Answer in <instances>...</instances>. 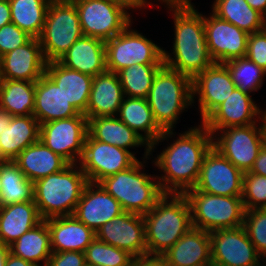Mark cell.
Returning a JSON list of instances; mask_svg holds the SVG:
<instances>
[{
    "instance_id": "obj_7",
    "label": "cell",
    "mask_w": 266,
    "mask_h": 266,
    "mask_svg": "<svg viewBox=\"0 0 266 266\" xmlns=\"http://www.w3.org/2000/svg\"><path fill=\"white\" fill-rule=\"evenodd\" d=\"M191 208L192 227L207 232L243 226L241 196L211 195L195 188L185 193Z\"/></svg>"
},
{
    "instance_id": "obj_16",
    "label": "cell",
    "mask_w": 266,
    "mask_h": 266,
    "mask_svg": "<svg viewBox=\"0 0 266 266\" xmlns=\"http://www.w3.org/2000/svg\"><path fill=\"white\" fill-rule=\"evenodd\" d=\"M210 14V15H209ZM204 15L205 38L209 54L215 63L224 64L245 57L249 34L220 19L212 12Z\"/></svg>"
},
{
    "instance_id": "obj_56",
    "label": "cell",
    "mask_w": 266,
    "mask_h": 266,
    "mask_svg": "<svg viewBox=\"0 0 266 266\" xmlns=\"http://www.w3.org/2000/svg\"><path fill=\"white\" fill-rule=\"evenodd\" d=\"M2 183H1V161H0V193H1Z\"/></svg>"
},
{
    "instance_id": "obj_55",
    "label": "cell",
    "mask_w": 266,
    "mask_h": 266,
    "mask_svg": "<svg viewBox=\"0 0 266 266\" xmlns=\"http://www.w3.org/2000/svg\"><path fill=\"white\" fill-rule=\"evenodd\" d=\"M10 253V247L0 243V266H5L7 256Z\"/></svg>"
},
{
    "instance_id": "obj_5",
    "label": "cell",
    "mask_w": 266,
    "mask_h": 266,
    "mask_svg": "<svg viewBox=\"0 0 266 266\" xmlns=\"http://www.w3.org/2000/svg\"><path fill=\"white\" fill-rule=\"evenodd\" d=\"M88 180L75 164L34 182V203L42 220L73 215Z\"/></svg>"
},
{
    "instance_id": "obj_54",
    "label": "cell",
    "mask_w": 266,
    "mask_h": 266,
    "mask_svg": "<svg viewBox=\"0 0 266 266\" xmlns=\"http://www.w3.org/2000/svg\"><path fill=\"white\" fill-rule=\"evenodd\" d=\"M160 1L161 4L164 3V7L167 6H194L191 3V0H157Z\"/></svg>"
},
{
    "instance_id": "obj_30",
    "label": "cell",
    "mask_w": 266,
    "mask_h": 266,
    "mask_svg": "<svg viewBox=\"0 0 266 266\" xmlns=\"http://www.w3.org/2000/svg\"><path fill=\"white\" fill-rule=\"evenodd\" d=\"M40 124L34 115L12 116L0 135V161H13L26 147L39 140Z\"/></svg>"
},
{
    "instance_id": "obj_51",
    "label": "cell",
    "mask_w": 266,
    "mask_h": 266,
    "mask_svg": "<svg viewBox=\"0 0 266 266\" xmlns=\"http://www.w3.org/2000/svg\"><path fill=\"white\" fill-rule=\"evenodd\" d=\"M252 9L257 10L266 18V0H246Z\"/></svg>"
},
{
    "instance_id": "obj_32",
    "label": "cell",
    "mask_w": 266,
    "mask_h": 266,
    "mask_svg": "<svg viewBox=\"0 0 266 266\" xmlns=\"http://www.w3.org/2000/svg\"><path fill=\"white\" fill-rule=\"evenodd\" d=\"M88 134L94 140L115 145L128 151L139 146L149 150V145L116 116L88 119Z\"/></svg>"
},
{
    "instance_id": "obj_18",
    "label": "cell",
    "mask_w": 266,
    "mask_h": 266,
    "mask_svg": "<svg viewBox=\"0 0 266 266\" xmlns=\"http://www.w3.org/2000/svg\"><path fill=\"white\" fill-rule=\"evenodd\" d=\"M95 233L98 240L126 250L134 257L147 255L145 223L141 214L124 211Z\"/></svg>"
},
{
    "instance_id": "obj_28",
    "label": "cell",
    "mask_w": 266,
    "mask_h": 266,
    "mask_svg": "<svg viewBox=\"0 0 266 266\" xmlns=\"http://www.w3.org/2000/svg\"><path fill=\"white\" fill-rule=\"evenodd\" d=\"M45 73L56 83L75 109L85 114L93 77L69 69L58 61L47 62Z\"/></svg>"
},
{
    "instance_id": "obj_21",
    "label": "cell",
    "mask_w": 266,
    "mask_h": 266,
    "mask_svg": "<svg viewBox=\"0 0 266 266\" xmlns=\"http://www.w3.org/2000/svg\"><path fill=\"white\" fill-rule=\"evenodd\" d=\"M116 117L133 129L149 145L151 156L156 145L172 137L175 138L177 134L173 132L174 130L163 131L158 126L145 98L125 96Z\"/></svg>"
},
{
    "instance_id": "obj_49",
    "label": "cell",
    "mask_w": 266,
    "mask_h": 266,
    "mask_svg": "<svg viewBox=\"0 0 266 266\" xmlns=\"http://www.w3.org/2000/svg\"><path fill=\"white\" fill-rule=\"evenodd\" d=\"M11 22L9 0H0V28Z\"/></svg>"
},
{
    "instance_id": "obj_29",
    "label": "cell",
    "mask_w": 266,
    "mask_h": 266,
    "mask_svg": "<svg viewBox=\"0 0 266 266\" xmlns=\"http://www.w3.org/2000/svg\"><path fill=\"white\" fill-rule=\"evenodd\" d=\"M31 182L63 170L69 163L38 140L13 160Z\"/></svg>"
},
{
    "instance_id": "obj_40",
    "label": "cell",
    "mask_w": 266,
    "mask_h": 266,
    "mask_svg": "<svg viewBox=\"0 0 266 266\" xmlns=\"http://www.w3.org/2000/svg\"><path fill=\"white\" fill-rule=\"evenodd\" d=\"M84 253L86 263L94 266H131L134 260V256L128 251L109 245L96 237Z\"/></svg>"
},
{
    "instance_id": "obj_53",
    "label": "cell",
    "mask_w": 266,
    "mask_h": 266,
    "mask_svg": "<svg viewBox=\"0 0 266 266\" xmlns=\"http://www.w3.org/2000/svg\"><path fill=\"white\" fill-rule=\"evenodd\" d=\"M259 131L262 148L266 150V116L263 115L259 121Z\"/></svg>"
},
{
    "instance_id": "obj_41",
    "label": "cell",
    "mask_w": 266,
    "mask_h": 266,
    "mask_svg": "<svg viewBox=\"0 0 266 266\" xmlns=\"http://www.w3.org/2000/svg\"><path fill=\"white\" fill-rule=\"evenodd\" d=\"M243 227L262 258L266 257V208L245 210Z\"/></svg>"
},
{
    "instance_id": "obj_50",
    "label": "cell",
    "mask_w": 266,
    "mask_h": 266,
    "mask_svg": "<svg viewBox=\"0 0 266 266\" xmlns=\"http://www.w3.org/2000/svg\"><path fill=\"white\" fill-rule=\"evenodd\" d=\"M5 266H35L33 263H30L21 257L15 256L11 253L7 256Z\"/></svg>"
},
{
    "instance_id": "obj_26",
    "label": "cell",
    "mask_w": 266,
    "mask_h": 266,
    "mask_svg": "<svg viewBox=\"0 0 266 266\" xmlns=\"http://www.w3.org/2000/svg\"><path fill=\"white\" fill-rule=\"evenodd\" d=\"M52 252H85L96 233L74 215L46 219Z\"/></svg>"
},
{
    "instance_id": "obj_44",
    "label": "cell",
    "mask_w": 266,
    "mask_h": 266,
    "mask_svg": "<svg viewBox=\"0 0 266 266\" xmlns=\"http://www.w3.org/2000/svg\"><path fill=\"white\" fill-rule=\"evenodd\" d=\"M245 57L262 69L266 67V27L249 34Z\"/></svg>"
},
{
    "instance_id": "obj_1",
    "label": "cell",
    "mask_w": 266,
    "mask_h": 266,
    "mask_svg": "<svg viewBox=\"0 0 266 266\" xmlns=\"http://www.w3.org/2000/svg\"><path fill=\"white\" fill-rule=\"evenodd\" d=\"M212 147V134L200 122L182 134H177L160 152L153 165L161 171L157 175L163 193L185 194L195 187L202 161Z\"/></svg>"
},
{
    "instance_id": "obj_58",
    "label": "cell",
    "mask_w": 266,
    "mask_h": 266,
    "mask_svg": "<svg viewBox=\"0 0 266 266\" xmlns=\"http://www.w3.org/2000/svg\"><path fill=\"white\" fill-rule=\"evenodd\" d=\"M84 266H94V265H91V264H87V263H86Z\"/></svg>"
},
{
    "instance_id": "obj_35",
    "label": "cell",
    "mask_w": 266,
    "mask_h": 266,
    "mask_svg": "<svg viewBox=\"0 0 266 266\" xmlns=\"http://www.w3.org/2000/svg\"><path fill=\"white\" fill-rule=\"evenodd\" d=\"M35 82L1 79L0 109L11 116L33 115Z\"/></svg>"
},
{
    "instance_id": "obj_23",
    "label": "cell",
    "mask_w": 266,
    "mask_h": 266,
    "mask_svg": "<svg viewBox=\"0 0 266 266\" xmlns=\"http://www.w3.org/2000/svg\"><path fill=\"white\" fill-rule=\"evenodd\" d=\"M162 257L169 266H212L210 233L192 227Z\"/></svg>"
},
{
    "instance_id": "obj_34",
    "label": "cell",
    "mask_w": 266,
    "mask_h": 266,
    "mask_svg": "<svg viewBox=\"0 0 266 266\" xmlns=\"http://www.w3.org/2000/svg\"><path fill=\"white\" fill-rule=\"evenodd\" d=\"M212 13L248 34L266 27L265 17L252 9L246 0H214Z\"/></svg>"
},
{
    "instance_id": "obj_36",
    "label": "cell",
    "mask_w": 266,
    "mask_h": 266,
    "mask_svg": "<svg viewBox=\"0 0 266 266\" xmlns=\"http://www.w3.org/2000/svg\"><path fill=\"white\" fill-rule=\"evenodd\" d=\"M0 206L34 201V183L13 161H1Z\"/></svg>"
},
{
    "instance_id": "obj_39",
    "label": "cell",
    "mask_w": 266,
    "mask_h": 266,
    "mask_svg": "<svg viewBox=\"0 0 266 266\" xmlns=\"http://www.w3.org/2000/svg\"><path fill=\"white\" fill-rule=\"evenodd\" d=\"M232 80L239 90L246 93H255L263 86L264 70L246 57L225 62Z\"/></svg>"
},
{
    "instance_id": "obj_31",
    "label": "cell",
    "mask_w": 266,
    "mask_h": 266,
    "mask_svg": "<svg viewBox=\"0 0 266 266\" xmlns=\"http://www.w3.org/2000/svg\"><path fill=\"white\" fill-rule=\"evenodd\" d=\"M41 221L34 201L0 206V243L11 245Z\"/></svg>"
},
{
    "instance_id": "obj_11",
    "label": "cell",
    "mask_w": 266,
    "mask_h": 266,
    "mask_svg": "<svg viewBox=\"0 0 266 266\" xmlns=\"http://www.w3.org/2000/svg\"><path fill=\"white\" fill-rule=\"evenodd\" d=\"M88 135V119L84 114L40 124L39 140L69 164L78 163Z\"/></svg>"
},
{
    "instance_id": "obj_17",
    "label": "cell",
    "mask_w": 266,
    "mask_h": 266,
    "mask_svg": "<svg viewBox=\"0 0 266 266\" xmlns=\"http://www.w3.org/2000/svg\"><path fill=\"white\" fill-rule=\"evenodd\" d=\"M235 88L229 70L224 64L219 63H214L192 80V105L196 102L195 99L199 98L201 123L231 95Z\"/></svg>"
},
{
    "instance_id": "obj_48",
    "label": "cell",
    "mask_w": 266,
    "mask_h": 266,
    "mask_svg": "<svg viewBox=\"0 0 266 266\" xmlns=\"http://www.w3.org/2000/svg\"><path fill=\"white\" fill-rule=\"evenodd\" d=\"M250 173L266 176V150L261 148Z\"/></svg>"
},
{
    "instance_id": "obj_9",
    "label": "cell",
    "mask_w": 266,
    "mask_h": 266,
    "mask_svg": "<svg viewBox=\"0 0 266 266\" xmlns=\"http://www.w3.org/2000/svg\"><path fill=\"white\" fill-rule=\"evenodd\" d=\"M131 26L132 23L121 33L105 41L108 71L117 73L136 64H164L163 48Z\"/></svg>"
},
{
    "instance_id": "obj_14",
    "label": "cell",
    "mask_w": 266,
    "mask_h": 266,
    "mask_svg": "<svg viewBox=\"0 0 266 266\" xmlns=\"http://www.w3.org/2000/svg\"><path fill=\"white\" fill-rule=\"evenodd\" d=\"M212 266H258L262 257L243 226L210 232Z\"/></svg>"
},
{
    "instance_id": "obj_12",
    "label": "cell",
    "mask_w": 266,
    "mask_h": 266,
    "mask_svg": "<svg viewBox=\"0 0 266 266\" xmlns=\"http://www.w3.org/2000/svg\"><path fill=\"white\" fill-rule=\"evenodd\" d=\"M212 147L243 173L250 172L262 148L259 122L215 132Z\"/></svg>"
},
{
    "instance_id": "obj_37",
    "label": "cell",
    "mask_w": 266,
    "mask_h": 266,
    "mask_svg": "<svg viewBox=\"0 0 266 266\" xmlns=\"http://www.w3.org/2000/svg\"><path fill=\"white\" fill-rule=\"evenodd\" d=\"M52 0H9L11 22L33 38H39Z\"/></svg>"
},
{
    "instance_id": "obj_45",
    "label": "cell",
    "mask_w": 266,
    "mask_h": 266,
    "mask_svg": "<svg viewBox=\"0 0 266 266\" xmlns=\"http://www.w3.org/2000/svg\"><path fill=\"white\" fill-rule=\"evenodd\" d=\"M85 253L76 251L52 252L46 266H84Z\"/></svg>"
},
{
    "instance_id": "obj_6",
    "label": "cell",
    "mask_w": 266,
    "mask_h": 266,
    "mask_svg": "<svg viewBox=\"0 0 266 266\" xmlns=\"http://www.w3.org/2000/svg\"><path fill=\"white\" fill-rule=\"evenodd\" d=\"M153 118L163 130H175L179 116L191 108L192 80L163 65L156 73L146 98Z\"/></svg>"
},
{
    "instance_id": "obj_3",
    "label": "cell",
    "mask_w": 266,
    "mask_h": 266,
    "mask_svg": "<svg viewBox=\"0 0 266 266\" xmlns=\"http://www.w3.org/2000/svg\"><path fill=\"white\" fill-rule=\"evenodd\" d=\"M147 255L162 256L192 228L191 208L185 194L164 193L143 215Z\"/></svg>"
},
{
    "instance_id": "obj_52",
    "label": "cell",
    "mask_w": 266,
    "mask_h": 266,
    "mask_svg": "<svg viewBox=\"0 0 266 266\" xmlns=\"http://www.w3.org/2000/svg\"><path fill=\"white\" fill-rule=\"evenodd\" d=\"M12 116L9 115L5 110L0 109V135L4 132L6 127L11 123Z\"/></svg>"
},
{
    "instance_id": "obj_20",
    "label": "cell",
    "mask_w": 266,
    "mask_h": 266,
    "mask_svg": "<svg viewBox=\"0 0 266 266\" xmlns=\"http://www.w3.org/2000/svg\"><path fill=\"white\" fill-rule=\"evenodd\" d=\"M123 212L120 203L99 183L88 182L73 215L96 232L102 225Z\"/></svg>"
},
{
    "instance_id": "obj_57",
    "label": "cell",
    "mask_w": 266,
    "mask_h": 266,
    "mask_svg": "<svg viewBox=\"0 0 266 266\" xmlns=\"http://www.w3.org/2000/svg\"><path fill=\"white\" fill-rule=\"evenodd\" d=\"M263 70H264V77H265L266 76V67Z\"/></svg>"
},
{
    "instance_id": "obj_42",
    "label": "cell",
    "mask_w": 266,
    "mask_h": 266,
    "mask_svg": "<svg viewBox=\"0 0 266 266\" xmlns=\"http://www.w3.org/2000/svg\"><path fill=\"white\" fill-rule=\"evenodd\" d=\"M241 197L245 210L266 208V176L244 173Z\"/></svg>"
},
{
    "instance_id": "obj_33",
    "label": "cell",
    "mask_w": 266,
    "mask_h": 266,
    "mask_svg": "<svg viewBox=\"0 0 266 266\" xmlns=\"http://www.w3.org/2000/svg\"><path fill=\"white\" fill-rule=\"evenodd\" d=\"M9 247L11 254L21 257L35 266H46L52 254L47 221L42 220ZM41 262H43V265L40 264Z\"/></svg>"
},
{
    "instance_id": "obj_8",
    "label": "cell",
    "mask_w": 266,
    "mask_h": 266,
    "mask_svg": "<svg viewBox=\"0 0 266 266\" xmlns=\"http://www.w3.org/2000/svg\"><path fill=\"white\" fill-rule=\"evenodd\" d=\"M82 36L75 4L71 0H52L38 38L46 62L58 61Z\"/></svg>"
},
{
    "instance_id": "obj_4",
    "label": "cell",
    "mask_w": 266,
    "mask_h": 266,
    "mask_svg": "<svg viewBox=\"0 0 266 266\" xmlns=\"http://www.w3.org/2000/svg\"><path fill=\"white\" fill-rule=\"evenodd\" d=\"M143 156V161L138 158L131 167L99 182L120 203L123 211L141 215L149 212L164 194L157 176L146 174L144 170L145 163L151 158L150 150L144 149Z\"/></svg>"
},
{
    "instance_id": "obj_43",
    "label": "cell",
    "mask_w": 266,
    "mask_h": 266,
    "mask_svg": "<svg viewBox=\"0 0 266 266\" xmlns=\"http://www.w3.org/2000/svg\"><path fill=\"white\" fill-rule=\"evenodd\" d=\"M33 37L10 22L0 28V57L28 43Z\"/></svg>"
},
{
    "instance_id": "obj_22",
    "label": "cell",
    "mask_w": 266,
    "mask_h": 266,
    "mask_svg": "<svg viewBox=\"0 0 266 266\" xmlns=\"http://www.w3.org/2000/svg\"><path fill=\"white\" fill-rule=\"evenodd\" d=\"M46 60L38 38L0 57L1 79L36 82L45 73Z\"/></svg>"
},
{
    "instance_id": "obj_15",
    "label": "cell",
    "mask_w": 266,
    "mask_h": 266,
    "mask_svg": "<svg viewBox=\"0 0 266 266\" xmlns=\"http://www.w3.org/2000/svg\"><path fill=\"white\" fill-rule=\"evenodd\" d=\"M243 175L241 170L211 147L203 158L194 188L211 195L242 196Z\"/></svg>"
},
{
    "instance_id": "obj_47",
    "label": "cell",
    "mask_w": 266,
    "mask_h": 266,
    "mask_svg": "<svg viewBox=\"0 0 266 266\" xmlns=\"http://www.w3.org/2000/svg\"><path fill=\"white\" fill-rule=\"evenodd\" d=\"M109 1L120 5L127 11L128 10L130 11V9L134 11L139 8L140 10H143L147 6L153 8V3L150 2L151 0L149 1L148 0H109Z\"/></svg>"
},
{
    "instance_id": "obj_13",
    "label": "cell",
    "mask_w": 266,
    "mask_h": 266,
    "mask_svg": "<svg viewBox=\"0 0 266 266\" xmlns=\"http://www.w3.org/2000/svg\"><path fill=\"white\" fill-rule=\"evenodd\" d=\"M136 153L115 145L86 137L78 165L88 182L99 183L104 178L131 167L138 159Z\"/></svg>"
},
{
    "instance_id": "obj_10",
    "label": "cell",
    "mask_w": 266,
    "mask_h": 266,
    "mask_svg": "<svg viewBox=\"0 0 266 266\" xmlns=\"http://www.w3.org/2000/svg\"><path fill=\"white\" fill-rule=\"evenodd\" d=\"M78 11L83 35L107 41L121 33L132 15L109 0H71ZM129 12V13H128Z\"/></svg>"
},
{
    "instance_id": "obj_38",
    "label": "cell",
    "mask_w": 266,
    "mask_h": 266,
    "mask_svg": "<svg viewBox=\"0 0 266 266\" xmlns=\"http://www.w3.org/2000/svg\"><path fill=\"white\" fill-rule=\"evenodd\" d=\"M164 64H136L117 72L124 96L147 98L154 77Z\"/></svg>"
},
{
    "instance_id": "obj_2",
    "label": "cell",
    "mask_w": 266,
    "mask_h": 266,
    "mask_svg": "<svg viewBox=\"0 0 266 266\" xmlns=\"http://www.w3.org/2000/svg\"><path fill=\"white\" fill-rule=\"evenodd\" d=\"M195 8L167 6L174 19L173 55L163 49L164 65L191 80L215 63L205 38L204 15Z\"/></svg>"
},
{
    "instance_id": "obj_27",
    "label": "cell",
    "mask_w": 266,
    "mask_h": 266,
    "mask_svg": "<svg viewBox=\"0 0 266 266\" xmlns=\"http://www.w3.org/2000/svg\"><path fill=\"white\" fill-rule=\"evenodd\" d=\"M65 67L92 77L105 72V41L83 35L58 60Z\"/></svg>"
},
{
    "instance_id": "obj_19",
    "label": "cell",
    "mask_w": 266,
    "mask_h": 266,
    "mask_svg": "<svg viewBox=\"0 0 266 266\" xmlns=\"http://www.w3.org/2000/svg\"><path fill=\"white\" fill-rule=\"evenodd\" d=\"M259 107L253 101L252 95L235 88L202 124L212 135L227 127L255 124L264 115Z\"/></svg>"
},
{
    "instance_id": "obj_46",
    "label": "cell",
    "mask_w": 266,
    "mask_h": 266,
    "mask_svg": "<svg viewBox=\"0 0 266 266\" xmlns=\"http://www.w3.org/2000/svg\"><path fill=\"white\" fill-rule=\"evenodd\" d=\"M131 266H167V264L162 256L145 255L134 257Z\"/></svg>"
},
{
    "instance_id": "obj_25",
    "label": "cell",
    "mask_w": 266,
    "mask_h": 266,
    "mask_svg": "<svg viewBox=\"0 0 266 266\" xmlns=\"http://www.w3.org/2000/svg\"><path fill=\"white\" fill-rule=\"evenodd\" d=\"M79 114L66 99L61 89L46 73L35 82L33 115L39 124L57 119H67Z\"/></svg>"
},
{
    "instance_id": "obj_24",
    "label": "cell",
    "mask_w": 266,
    "mask_h": 266,
    "mask_svg": "<svg viewBox=\"0 0 266 266\" xmlns=\"http://www.w3.org/2000/svg\"><path fill=\"white\" fill-rule=\"evenodd\" d=\"M117 73L106 70L93 77L86 113L87 119L116 116L124 99Z\"/></svg>"
}]
</instances>
